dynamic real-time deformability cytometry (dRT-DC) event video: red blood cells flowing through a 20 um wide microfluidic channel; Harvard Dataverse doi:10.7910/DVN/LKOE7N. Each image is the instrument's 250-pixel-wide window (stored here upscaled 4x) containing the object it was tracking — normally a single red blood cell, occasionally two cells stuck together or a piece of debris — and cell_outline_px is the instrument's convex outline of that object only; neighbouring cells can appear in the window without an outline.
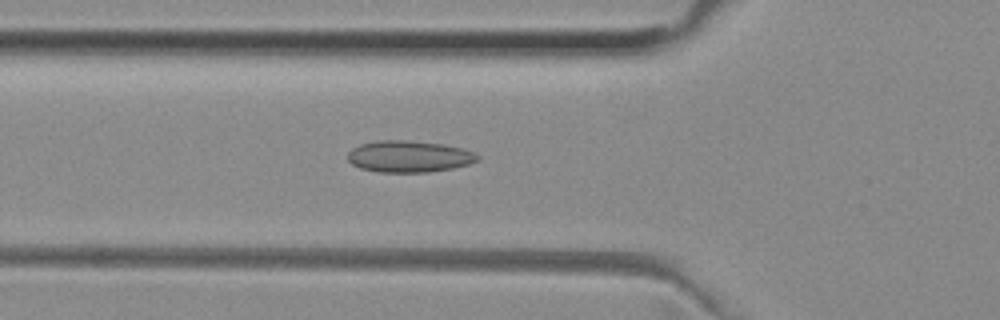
{"species": "common noctule bat (a hibernating species)", "species_latin": "Nyctalus noctula", "temperature_condition": "room temperature", "stored_images_in_passage": 43, "camera_frame_rate_fps": 3000, "um_per_image_px": 0.085, "animal": {"sex": "female", "body_mass_g": 29.2, "forearm_length_mm": 56.3}, "frame": {"image": 1, "passage_image": 10, "time_ms": 3.0, "image_size_px": [1000, 320], "cell_outline_px": [[480, 160], [468, 164], [452, 168], [428, 172], [380, 172], [360, 168], [352, 164], [348, 160], [348, 152], [352, 148], [360, 144], [376, 140], [404, 140], [444, 144], [464, 148], [480, 156]], "centroid_in_image_um": [34.77, 13.29], "position_along_channel_um": 91.0, "area_um2": 23.99}}
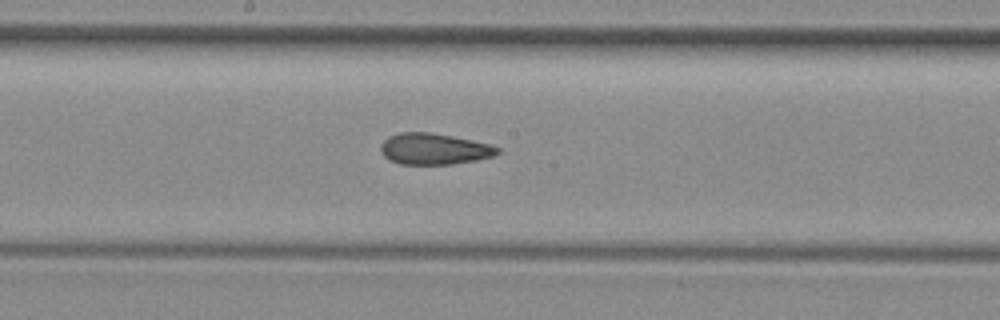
{"frame": {"image": 2, "passage_image": 19, "time_ms": 6.0, "image_size_px": [1000, 320], "cell_outline_px": [[500, 152], [492, 156], [476, 160], [452, 164], [400, 164], [384, 156], [380, 152], [380, 148], [384, 140], [388, 136], [400, 132], [432, 132], [472, 140], [488, 144], [500, 148]], "centroid_in_image_um": [36.88, 12.65], "position_along_channel_um": 211.3, "area_um2": 21.15}}
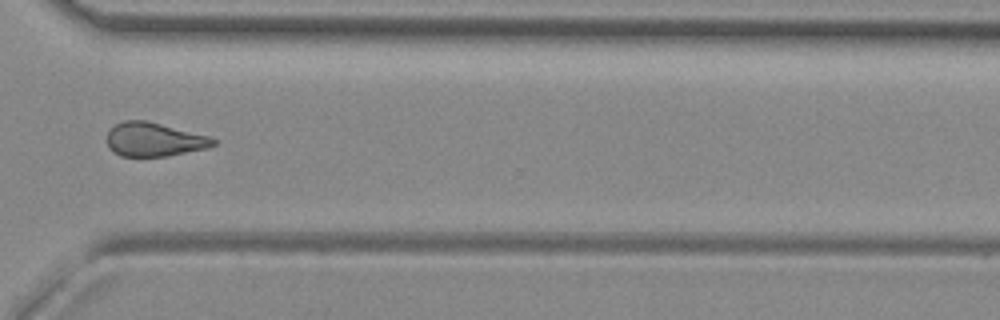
{"frame": {"image": 3, "passage_image": 30, "time_ms": 9.667, "image_size_px": [1000, 320], "cell_outline_px": [[216, 144], [208, 148], [168, 156], [120, 156], [108, 148], [108, 132], [116, 124], [124, 120], [144, 120], [208, 136], [216, 140]], "centroid_in_image_um": [13.09, 11.87], "position_along_channel_um": 357.5, "area_um2": 20.69}, "authors_computed_cell_mechanics": {"area_um2": 21.386, "velocity_mm_per_s": 3.9904, "shape_relaxation_time_tau1_ms": null, "shape_relaxation_time_tau2_ms": 3.2599, "deformation_change_tau1": null, "deformation_change_tau2": 0.1193}}